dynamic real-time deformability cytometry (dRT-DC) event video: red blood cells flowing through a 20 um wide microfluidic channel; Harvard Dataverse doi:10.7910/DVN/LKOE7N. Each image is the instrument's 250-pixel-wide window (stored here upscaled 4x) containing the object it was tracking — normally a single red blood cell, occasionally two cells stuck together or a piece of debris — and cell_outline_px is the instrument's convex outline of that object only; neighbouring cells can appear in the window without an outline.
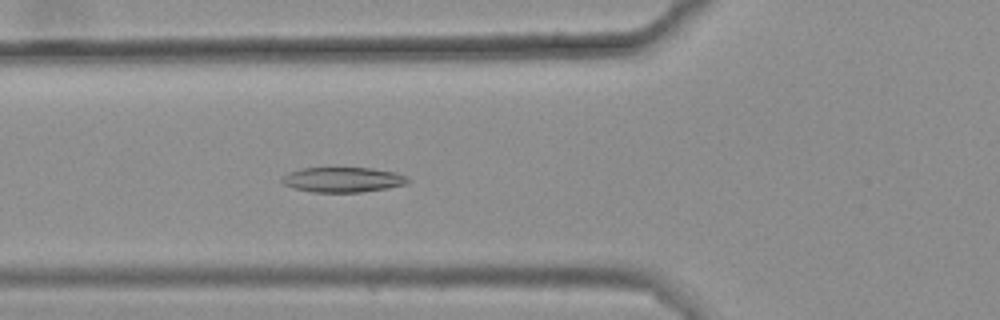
{"species": "common noctule bat (a hibernating species)", "species_latin": "Nyctalus noctula", "temperature_condition": "warm", "stored_images_in_passage": 48, "camera_frame_rate_fps": 3000, "um_per_image_px": 0.085, "animal": {"sex": "female", "body_mass_g": 25.1}, "frame": {"image": 1, "passage_image": 21, "time_ms": 6.667, "image_size_px": [1000, 320], "cell_outline_px": [[412, 180], [408, 184], [388, 188], [360, 192], [312, 192], [296, 188], [284, 184], [280, 180], [288, 172], [300, 168], [372, 168], [396, 172]], "centroid_in_image_um": [29.18, 15.27], "position_along_channel_um": 96.6, "area_um2": 18.38}}
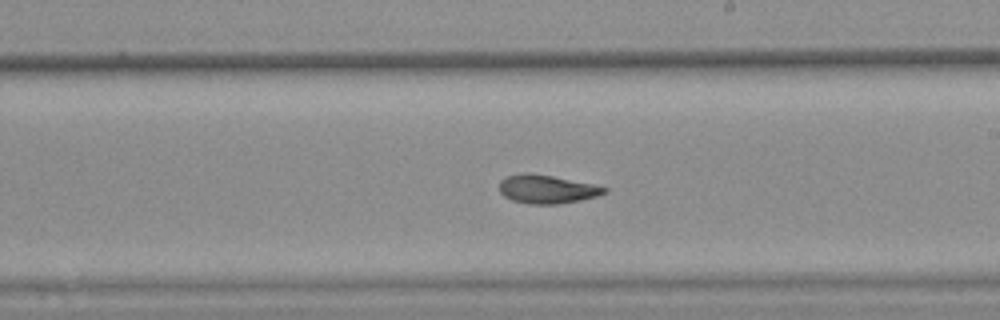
{"frame": {"image": 2, "passage_image": 33, "time_ms": 10.667, "image_size_px": [1000, 320], "cell_outline_px": [[608, 192], [596, 196], [580, 200], [556, 204], [528, 204], [512, 200], [504, 196], [500, 192], [500, 180], [508, 176], [524, 172], [528, 172], [552, 176], [592, 184], [608, 188]], "centroid_in_image_um": [46.47, 16.08], "position_along_channel_um": 242.5, "area_um2": 17.34}}
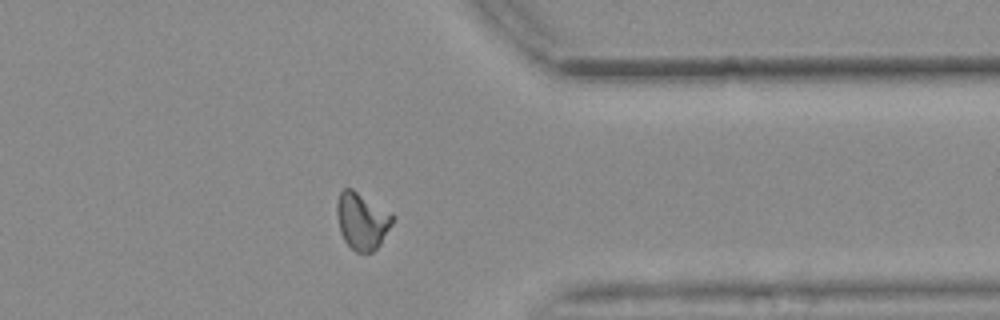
{"frame": {"image": 3, "passage_image": 45, "time_ms": 14.667, "image_size_px": [1000, 320], "cell_outline_px": [[392, 224], [380, 244], [372, 252], [356, 252], [344, 240], [340, 232], [336, 212], [336, 204], [340, 192], [344, 188], [352, 188], [392, 212]], "centroid_in_image_um": [30.76, 18.75], "position_along_channel_um": 380.6, "area_um2": 18.44}, "authors_computed_cell_mechanics": {"area_um2": 18.3226, "velocity_mm_per_s": 3.6434, "shape_relaxation_time_tau1_ms": null, "shape_relaxation_time_tau2_ms": 2.9482, "deformation_change_tau1": null, "deformation_change_tau2": 0.0851}}